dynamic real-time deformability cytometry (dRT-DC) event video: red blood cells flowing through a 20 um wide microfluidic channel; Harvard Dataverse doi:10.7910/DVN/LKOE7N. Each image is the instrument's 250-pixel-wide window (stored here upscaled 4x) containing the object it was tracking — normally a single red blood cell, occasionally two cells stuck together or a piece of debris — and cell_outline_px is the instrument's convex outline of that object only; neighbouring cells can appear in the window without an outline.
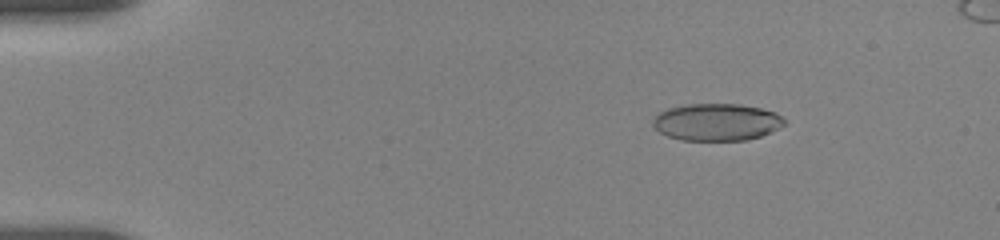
{"species": "human", "species_latin": "Homo sapiens", "temperature_condition": "room temperature", "stored_images_in_passage": 47, "camera_frame_rate_fps": 3000, "um_per_image_px": 0.085, "donor": {"sex": "female"}, "frame": {"image": 1, "passage_image": 5, "time_ms": 2.333, "image_size_px": [1000, 240], "cell_outline_px": [[784, 124], [760, 136], [744, 140], [680, 140], [668, 136], [660, 132], [652, 124], [652, 120], [656, 112], [668, 108], [688, 104], [740, 104], [760, 108], [776, 112], [784, 120]], "centroid_in_image_um": [60.85, 10.37], "position_along_channel_um": 24.2, "area_um2": 28.32}}
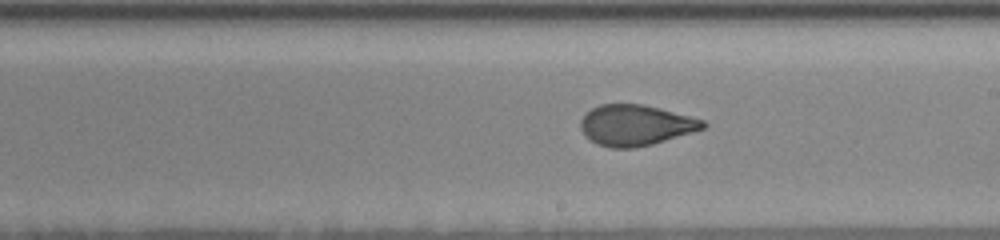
{"frame": {"image": 2, "passage_image": 32, "time_ms": 10.333, "image_size_px": [1000, 240], "cell_outline_px": [[708, 124], [704, 128], [692, 132], [652, 144], [636, 148], [612, 148], [596, 144], [584, 136], [580, 128], [580, 120], [592, 108], [600, 104], [640, 104], [660, 108], [704, 120]], "centroid_in_image_um": [54.0, 10.65], "position_along_channel_um": 235.0, "area_um2": 29.02}}
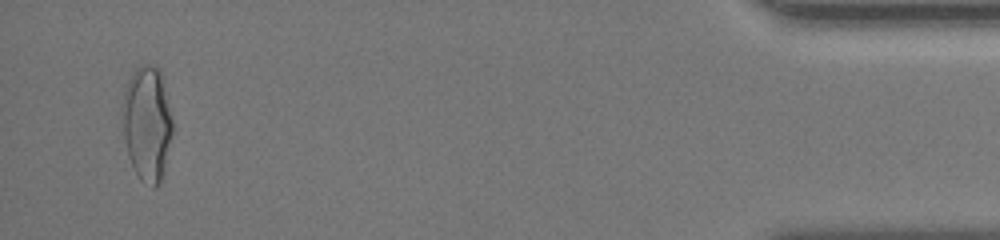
{"frame": {"image": 3, "passage_image": 45, "time_ms": 17.333, "image_size_px": [1000, 240], "cell_outline_px": [[172, 132], [160, 184], [156, 188], [152, 188], [140, 180], [128, 156], [124, 136], [120, 108], [124, 88], [132, 72], [140, 64], [148, 64], [156, 68], [160, 72], [172, 120]], "centroid_in_image_um": [12.46, 10.49], "position_along_channel_um": 422.7, "area_um2": 33.52}, "authors_computed_cell_mechanics": {"area_um2": 29.8248, "velocity_mm_per_s": 3.6887, "shape_relaxation_time_tau1_ms": 8.3615, "shape_relaxation_time_tau2_ms": 0.9932, "deformation_change_tau1": 0.2144, "deformation_change_tau2": 0.0613}}